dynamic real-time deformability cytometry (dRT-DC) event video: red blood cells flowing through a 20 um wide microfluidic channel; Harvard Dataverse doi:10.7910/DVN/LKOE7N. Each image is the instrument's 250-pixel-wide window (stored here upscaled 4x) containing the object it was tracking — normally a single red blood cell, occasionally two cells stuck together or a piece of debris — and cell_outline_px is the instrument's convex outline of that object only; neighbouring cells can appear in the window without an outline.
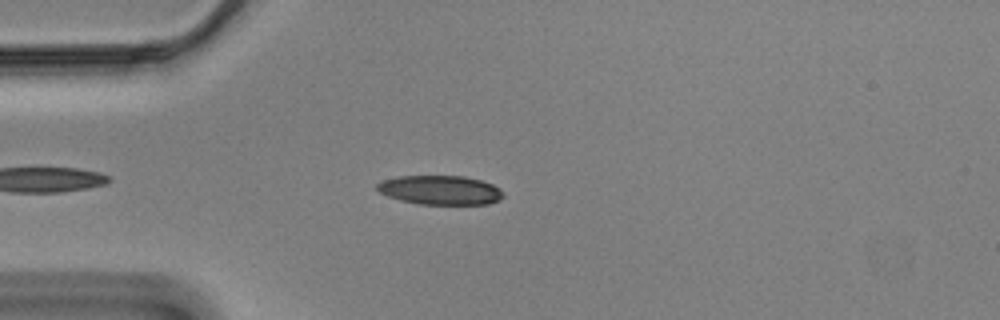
{"species": "Egyptian fruit bat (a non-hibernating species)", "species_latin": "Rousettus aegyptiacus", "temperature_condition": "cold", "stored_images_in_passage": 33, "camera_frame_rate_fps": 3000, "um_per_image_px": 0.085, "animal": {"sex": "male"}, "frame": {"image": 1, "passage_image": 7, "time_ms": 2.0, "image_size_px": [1000, 320], "cell_outline_px": [[504, 196], [500, 200], [488, 204], [416, 204], [400, 200], [388, 196], [380, 192], [376, 188], [376, 184], [384, 180], [400, 176], [464, 176], [480, 180], [492, 184], [500, 188], [504, 192]], "centroid_in_image_um": [37.45, 16.16], "position_along_channel_um": 47.6, "area_um2": 21.5}}
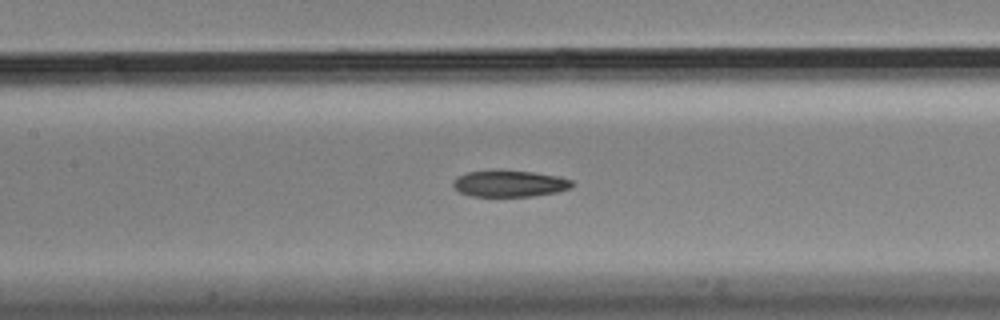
{"frame": {"image": 2, "passage_image": 14, "time_ms": 4.333, "image_size_px": [1000, 320], "cell_outline_px": [[572, 188], [556, 192], [532, 196], [468, 196], [460, 192], [452, 184], [452, 180], [456, 176], [468, 172], [532, 172], [560, 176], [572, 180]], "centroid_in_image_um": [43.32, 15.63], "position_along_channel_um": 164.1, "area_um2": 17.92}}
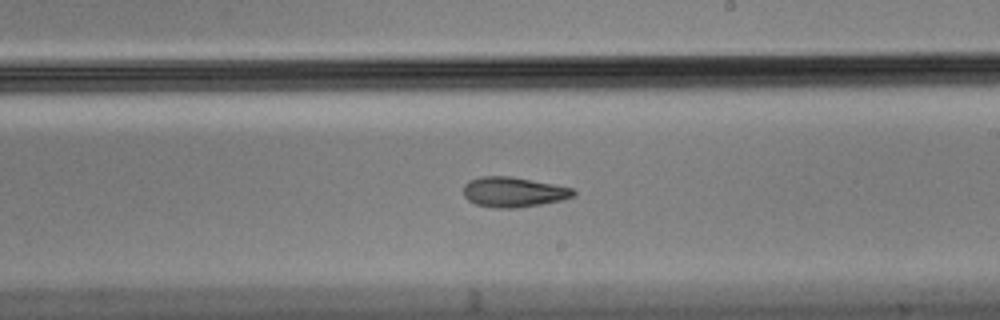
{"frame": {"image": 3, "passage_image": 21, "time_ms": 6.667, "image_size_px": [1000, 320], "cell_outline_px": [[576, 196], [564, 200], [516, 208], [492, 208], [476, 204], [468, 200], [464, 196], [464, 184], [468, 180], [480, 176], [512, 176], [572, 188], [576, 192]], "centroid_in_image_um": [43.64, 16.32], "position_along_channel_um": 245.4, "area_um2": 19.42}}